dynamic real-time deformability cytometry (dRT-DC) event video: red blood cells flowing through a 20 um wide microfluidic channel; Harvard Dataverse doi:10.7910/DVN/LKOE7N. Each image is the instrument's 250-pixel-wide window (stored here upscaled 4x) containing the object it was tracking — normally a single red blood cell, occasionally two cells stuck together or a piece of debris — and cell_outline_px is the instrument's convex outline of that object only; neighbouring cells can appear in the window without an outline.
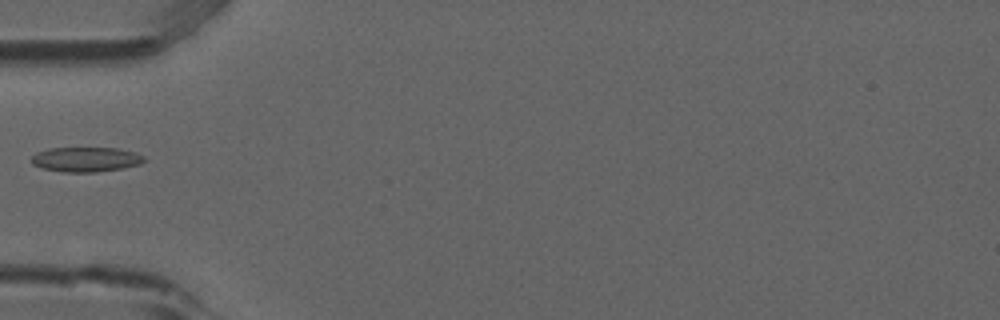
{"species": "common noctule bat (a hibernating species)", "species_latin": "Nyctalus noctula", "temperature_condition": "room temperature", "stored_images_in_passage": 4, "camera_frame_rate_fps": 3000, "um_per_image_px": 0.085, "animal": {"sex": "male", "forearm_length_mm": 52.5}, "frame": {"image": 1, "passage_image": 3, "time_ms": 0.667, "image_size_px": [1000, 320], "cell_outline_px": [[144, 160], [140, 164], [124, 168], [96, 172], [64, 172], [40, 168], [32, 164], [28, 160], [36, 152], [48, 148], [116, 148], [136, 152], [144, 156]], "centroid_in_image_um": [7.25, 13.55], "position_along_channel_um": 77.7, "area_um2": 16.47}}
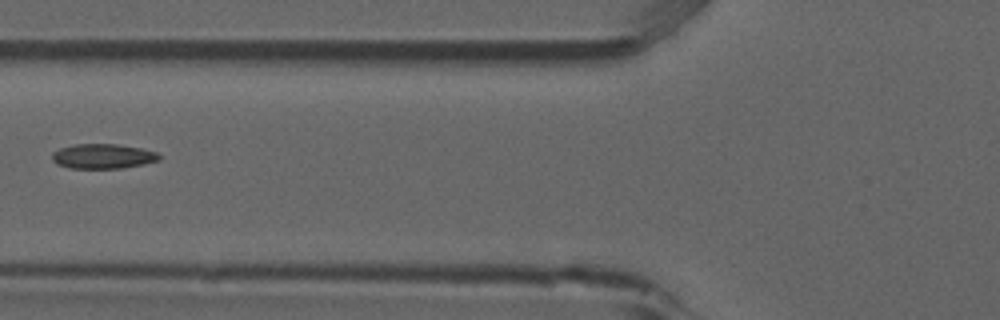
{"frame": {"image": 2, "passage_image": 4, "time_ms": 1.0, "image_size_px": [1000, 320], "cell_outline_px": [[160, 160], [120, 168], [68, 168], [56, 164], [52, 160], [52, 152], [60, 148], [76, 144], [116, 144], [140, 148], [156, 152], [160, 156]], "centroid_in_image_um": [8.69, 13.28], "position_along_channel_um": 117.1, "area_um2": 15.32}}